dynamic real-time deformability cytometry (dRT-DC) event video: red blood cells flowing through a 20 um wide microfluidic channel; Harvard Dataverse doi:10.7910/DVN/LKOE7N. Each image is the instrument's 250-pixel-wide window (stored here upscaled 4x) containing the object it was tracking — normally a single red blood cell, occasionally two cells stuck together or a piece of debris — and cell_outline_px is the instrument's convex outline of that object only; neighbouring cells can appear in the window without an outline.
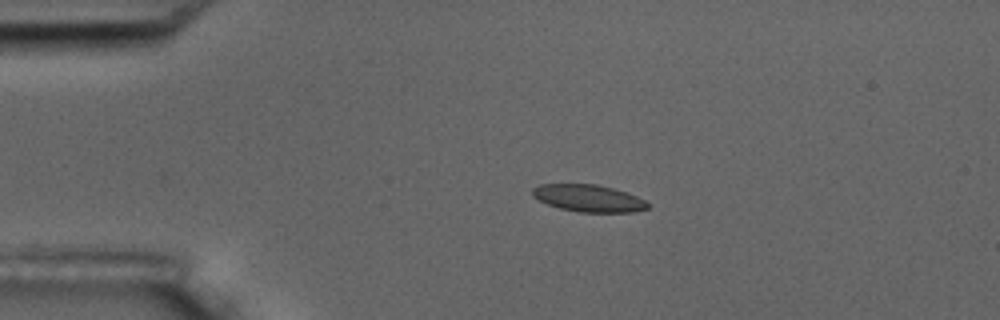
{"species": "common noctule bat (a hibernating species)", "species_latin": "Nyctalus noctula", "temperature_condition": "room temperature", "stored_images_in_passage": 8, "camera_frame_rate_fps": 3000, "um_per_image_px": 0.085, "animal": {"sex": "male", "body_mass_g": 17.5, "forearm_length_mm": 52.3}, "frame": {"image": 1, "passage_image": 1, "time_ms": 0.0, "image_size_px": [1000, 320], "cell_outline_px": [[648, 208], [632, 212], [580, 212], [560, 208], [548, 204], [532, 196], [532, 188], [540, 184], [596, 184], [612, 188], [636, 196], [644, 200], [648, 204]], "centroid_in_image_um": [49.99, 16.84], "position_along_channel_um": 35.0, "area_um2": 17.98}}
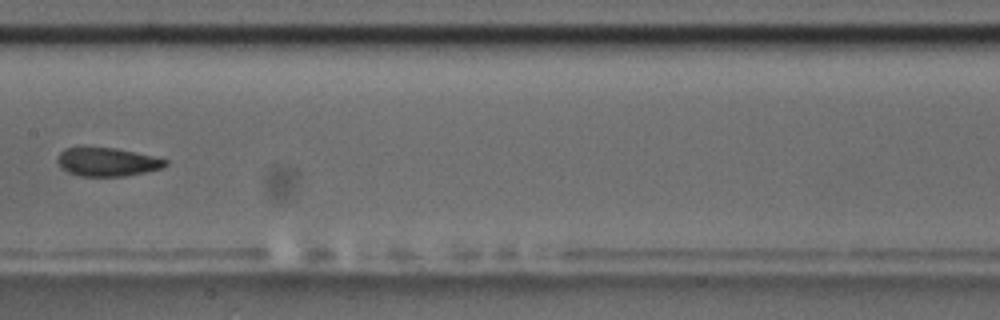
{"frame": {"image": 2, "passage_image": 6, "time_ms": 5.667, "image_size_px": [1000, 320], "cell_outline_px": [[168, 164], [160, 168], [144, 172], [124, 176], [80, 176], [68, 172], [60, 168], [56, 160], [60, 152], [64, 148], [116, 148], [152, 156], [168, 160]], "centroid_in_image_um": [9.07, 13.77], "position_along_channel_um": 198.3, "area_um2": 17.74}}
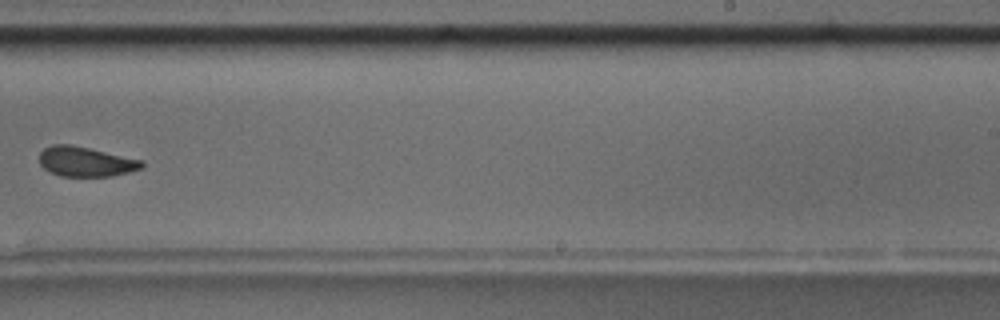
{"frame": {"image": 3, "passage_image": 8, "time_ms": 8.0, "image_size_px": [1000, 320], "cell_outline_px": [[144, 168], [112, 176], [60, 176], [44, 168], [40, 164], [40, 152], [44, 148], [52, 144], [72, 144], [144, 160]], "centroid_in_image_um": [7.31, 13.73], "position_along_channel_um": 281.7, "area_um2": 17.92}}